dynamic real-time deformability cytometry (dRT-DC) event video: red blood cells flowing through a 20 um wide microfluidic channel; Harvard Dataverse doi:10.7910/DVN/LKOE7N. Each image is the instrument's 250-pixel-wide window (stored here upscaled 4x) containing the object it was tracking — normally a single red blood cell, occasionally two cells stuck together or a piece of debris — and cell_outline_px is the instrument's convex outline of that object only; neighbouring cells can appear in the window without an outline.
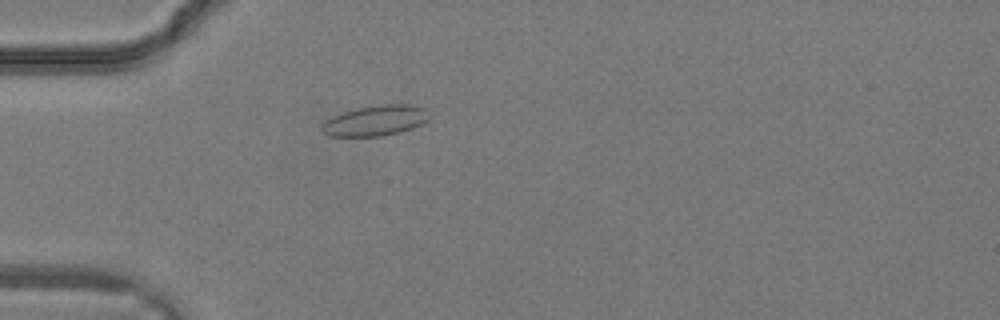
{"species": "common noctule bat (a hibernating species)", "species_latin": "Nyctalus noctula", "temperature_condition": "warm", "stored_images_in_passage": 20, "camera_frame_rate_fps": 3000, "um_per_image_px": 0.085, "animal": {"sex": "male", "body_mass_g": 19.2, "forearm_length_mm": 51.8}, "frame": {"image": 1, "passage_image": 1, "time_ms": 0.0, "image_size_px": [1000, 320], "cell_outline_px": [[428, 120], [412, 128], [400, 132], [380, 136], [328, 136], [320, 128], [324, 120], [332, 116], [356, 108], [384, 104], [408, 104], [424, 108], [428, 116]], "centroid_in_image_um": [31.87, 10.25], "position_along_channel_um": 53.1, "area_um2": 18.9}}
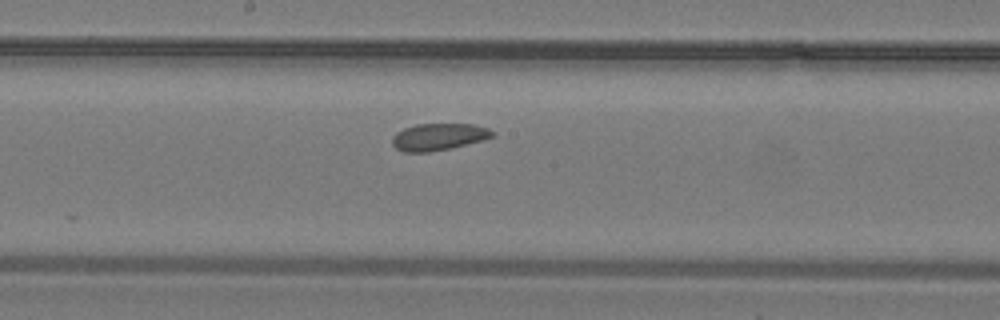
{"frame": {"image": 2, "passage_image": 9, "time_ms": 2.667, "image_size_px": [1000, 320], "cell_outline_px": [[496, 132], [492, 136], [484, 140], [452, 148], [428, 152], [404, 152], [396, 148], [392, 144], [392, 136], [396, 132], [404, 128], [416, 124], [472, 124], [488, 128]], "centroid_in_image_um": [37.27, 11.63], "position_along_channel_um": 210.9, "area_um2": 15.84}}
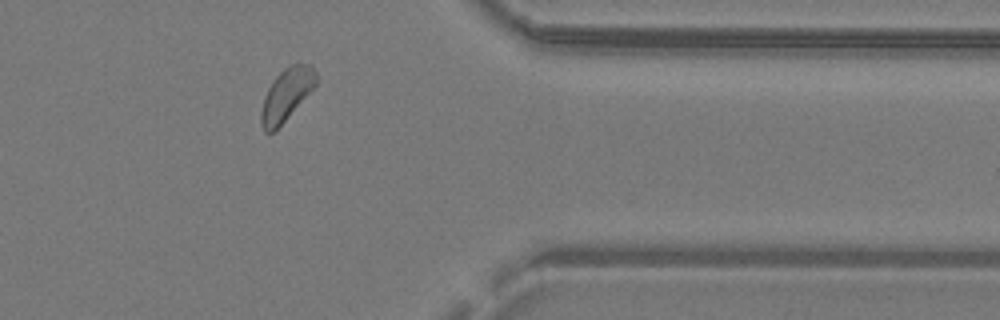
{"frame": {"image": 3, "passage_image": 18, "time_ms": 5.667, "image_size_px": [1000, 320], "cell_outline_px": [[316, 84], [284, 120], [272, 132], [264, 132], [260, 124], [260, 112], [264, 96], [272, 80], [284, 68], [292, 64], [312, 64], [316, 72]], "centroid_in_image_um": [24.31, 8.01], "position_along_channel_um": 387.1, "area_um2": 16.3}}